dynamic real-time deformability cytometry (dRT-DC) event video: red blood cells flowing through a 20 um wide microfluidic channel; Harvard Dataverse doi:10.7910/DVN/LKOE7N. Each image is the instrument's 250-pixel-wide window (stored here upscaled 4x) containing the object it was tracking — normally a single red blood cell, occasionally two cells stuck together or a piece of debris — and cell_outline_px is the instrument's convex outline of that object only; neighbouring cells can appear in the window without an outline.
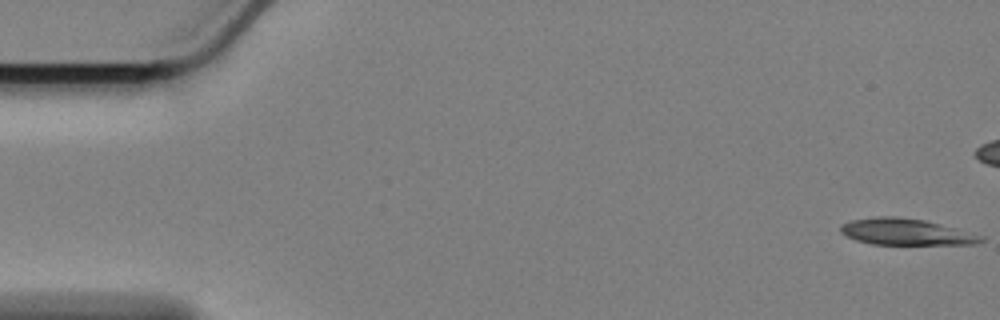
{"species": "Egyptian fruit bat (a non-hibernating species)", "species_latin": "Rousettus aegyptiacus", "temperature_condition": "cold", "stored_images_in_passage": 48, "camera_frame_rate_fps": 3000, "um_per_image_px": 0.085, "animal": {"sex": "female"}, "frame": {"image": 1, "passage_image": 1, "time_ms": 0.0, "image_size_px": [1000, 320], "cell_outline_px": [[984, 240], [976, 244], [872, 244], [856, 240], [840, 232], [840, 224], [852, 220], [880, 216], [896, 216], [924, 220], [940, 224], [984, 236]], "centroid_in_image_um": [76.99, 19.71], "position_along_channel_um": 8.0, "area_um2": 21.39}}
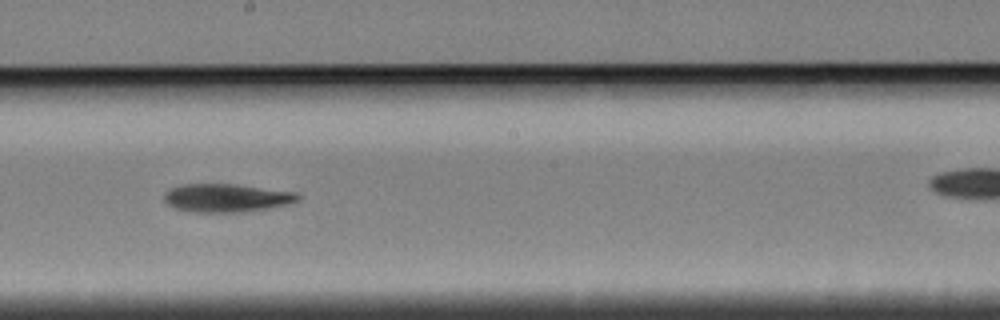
{"frame": {"image": 2, "passage_image": 32, "time_ms": 10.333, "image_size_px": [1000, 320], "cell_outline_px": [[300, 200], [288, 204], [268, 208], [244, 212], [188, 212], [176, 208], [168, 204], [164, 200], [164, 192], [180, 184], [236, 184], [296, 192], [300, 196]], "centroid_in_image_um": [19.25, 16.82], "position_along_channel_um": 228.9, "area_um2": 22.14}}
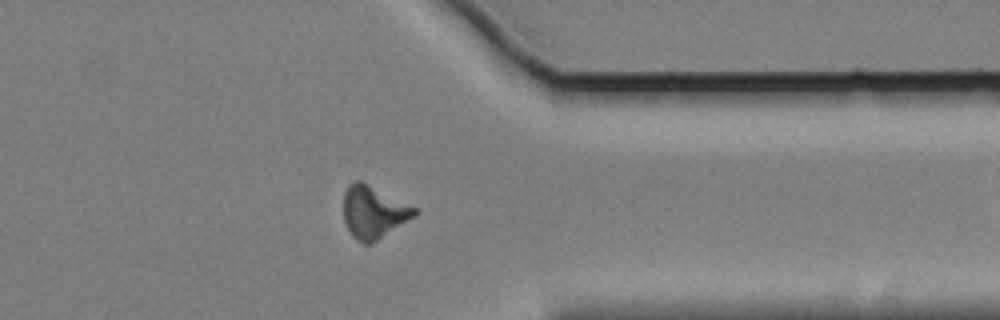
{"frame": {"image": 3, "passage_image": 46, "time_ms": 15.0, "image_size_px": [1000, 320], "cell_outline_px": [[420, 212], [372, 244], [364, 244], [356, 240], [352, 236], [344, 220], [344, 192], [348, 184], [352, 180], [360, 180], [420, 208]], "centroid_in_image_um": [31.77, 18.01], "position_along_channel_um": 379.6, "area_um2": 22.02}}